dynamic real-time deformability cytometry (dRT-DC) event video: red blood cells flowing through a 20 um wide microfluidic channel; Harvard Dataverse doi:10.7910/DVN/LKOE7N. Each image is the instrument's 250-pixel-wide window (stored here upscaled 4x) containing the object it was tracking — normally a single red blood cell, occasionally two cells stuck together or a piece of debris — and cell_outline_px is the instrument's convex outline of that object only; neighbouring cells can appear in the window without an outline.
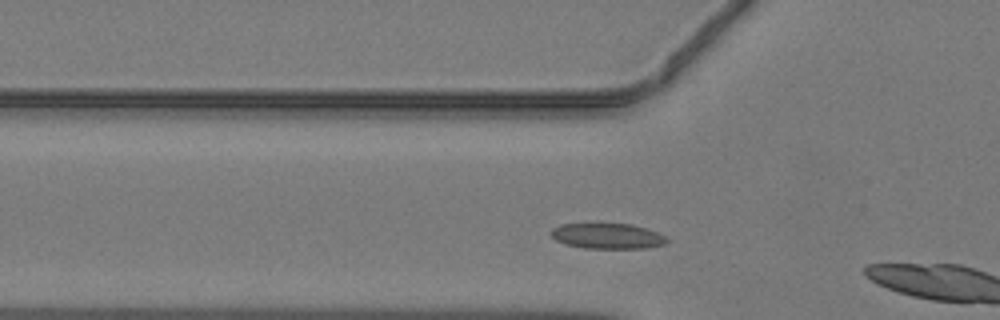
{"species": "common noctule bat (a hibernating species)", "species_latin": "Nyctalus noctula", "temperature_condition": "warm", "stored_images_in_passage": 7, "camera_frame_rate_fps": 3000, "um_per_image_px": 0.085, "animal": {"sex": "male", "body_mass_g": 19.2, "forearm_length_mm": 51.8}, "frame": {"image": 1, "passage_image": 6, "time_ms": 1.667, "image_size_px": [1000, 320], "cell_outline_px": [[672, 240], [668, 244], [648, 248], [584, 248], [564, 244], [556, 240], [548, 232], [552, 228], [560, 224], [632, 224], [656, 232]], "centroid_in_image_um": [51.65, 20.07], "position_along_channel_um": 74.2, "area_um2": 17.34}}